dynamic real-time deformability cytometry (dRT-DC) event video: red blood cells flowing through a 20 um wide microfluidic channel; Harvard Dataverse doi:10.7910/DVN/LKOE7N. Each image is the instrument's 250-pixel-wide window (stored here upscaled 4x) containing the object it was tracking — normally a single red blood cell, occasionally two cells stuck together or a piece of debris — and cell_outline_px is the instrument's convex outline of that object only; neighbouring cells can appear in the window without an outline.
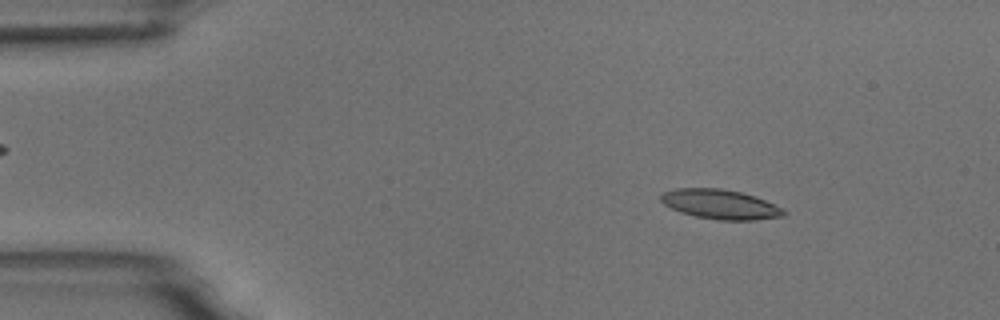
{"species": "common noctule bat (a hibernating species)", "species_latin": "Nyctalus noctula", "temperature_condition": "room temperature", "stored_images_in_passage": 5, "camera_frame_rate_fps": 3000, "um_per_image_px": 0.085, "animal": {"sex": "male", "body_mass_g": 18.8}, "frame": {"image": 1, "passage_image": 1, "time_ms": 0.0, "image_size_px": [1000, 320], "cell_outline_px": [[788, 212], [784, 216], [756, 220], [720, 220], [696, 216], [680, 212], [664, 204], [660, 200], [660, 196], [664, 192], [676, 188], [720, 188], [740, 192], [756, 196], [784, 208]], "centroid_in_image_um": [61.27, 17.36], "position_along_channel_um": 23.7, "area_um2": 21.27}}
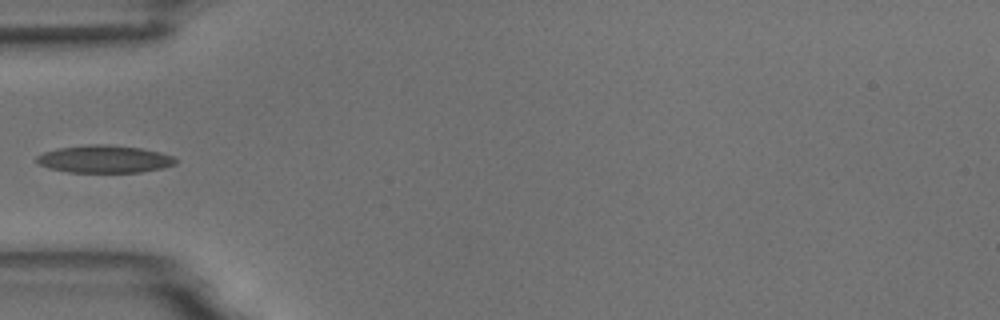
{"frame": {"image": 2, "passage_image": 4, "time_ms": 3.333, "image_size_px": [1000, 320], "cell_outline_px": [[180, 160], [176, 164], [164, 168], [140, 172], [68, 172], [48, 168], [40, 164], [36, 160], [36, 156], [44, 152], [56, 148], [88, 144], [108, 144], [140, 148], [160, 152], [172, 156]], "centroid_in_image_um": [8.89, 13.52], "position_along_channel_um": 76.1, "area_um2": 22.48}}